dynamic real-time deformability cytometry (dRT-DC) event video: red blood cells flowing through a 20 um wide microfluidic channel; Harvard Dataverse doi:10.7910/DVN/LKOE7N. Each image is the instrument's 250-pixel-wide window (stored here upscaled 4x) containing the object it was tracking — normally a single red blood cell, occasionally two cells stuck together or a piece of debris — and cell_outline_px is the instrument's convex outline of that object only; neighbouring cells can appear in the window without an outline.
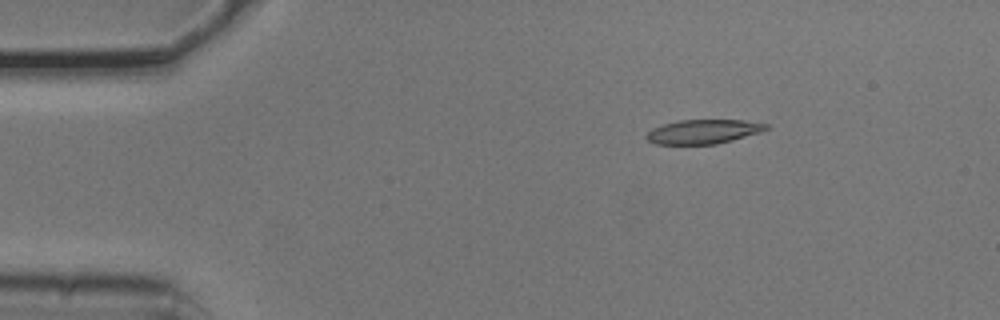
{"species": "common noctule bat (a hibernating species)", "species_latin": "Nyctalus noctula", "temperature_condition": "cold", "stored_images_in_passage": 4, "camera_frame_rate_fps": 3000, "um_per_image_px": 0.085, "animal": {"sex": "male", "body_mass_g": 20.5, "forearm_length_mm": 52.5}, "frame": {"image": 1, "passage_image": 2, "time_ms": 0.333, "image_size_px": [1000, 320], "cell_outline_px": [[768, 128], [760, 132], [732, 140], [716, 144], [656, 144], [648, 140], [644, 136], [652, 128], [664, 124], [680, 120], [744, 120], [768, 124]], "centroid_in_image_um": [59.77, 11.19], "position_along_channel_um": 25.2, "area_um2": 16.76}}